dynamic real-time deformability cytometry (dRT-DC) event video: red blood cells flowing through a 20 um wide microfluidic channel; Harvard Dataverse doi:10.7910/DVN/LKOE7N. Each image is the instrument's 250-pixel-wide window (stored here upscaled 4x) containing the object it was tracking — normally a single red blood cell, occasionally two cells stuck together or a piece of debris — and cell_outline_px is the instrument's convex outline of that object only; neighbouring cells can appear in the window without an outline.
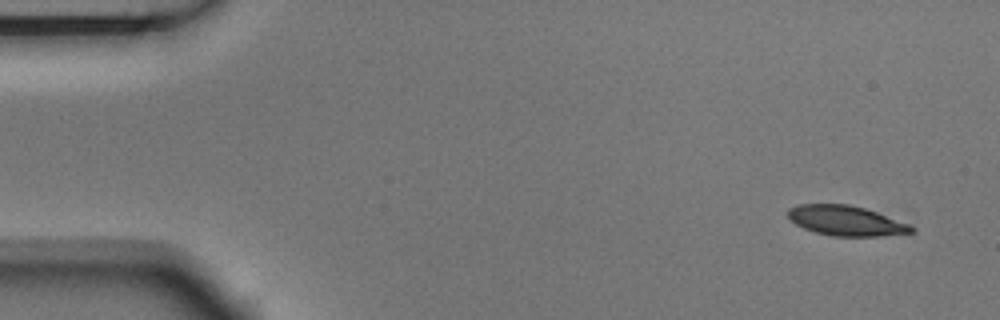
{"species": "Egyptian fruit bat (a non-hibernating species)", "species_latin": "Rousettus aegyptiacus", "temperature_condition": "room temperature", "stored_images_in_passage": 8, "camera_frame_rate_fps": 3000, "um_per_image_px": 0.085, "animal": {"sex": "male"}, "frame": {"image": 1, "passage_image": 1, "time_ms": 0.0, "image_size_px": [1000, 320], "cell_outline_px": [[916, 228], [912, 232], [880, 236], [832, 236], [816, 232], [804, 228], [796, 224], [788, 216], [788, 208], [796, 204], [848, 204], [864, 208], [876, 212], [908, 224]], "centroid_in_image_um": [71.88, 18.75], "position_along_channel_um": 13.1, "area_um2": 21.33}}
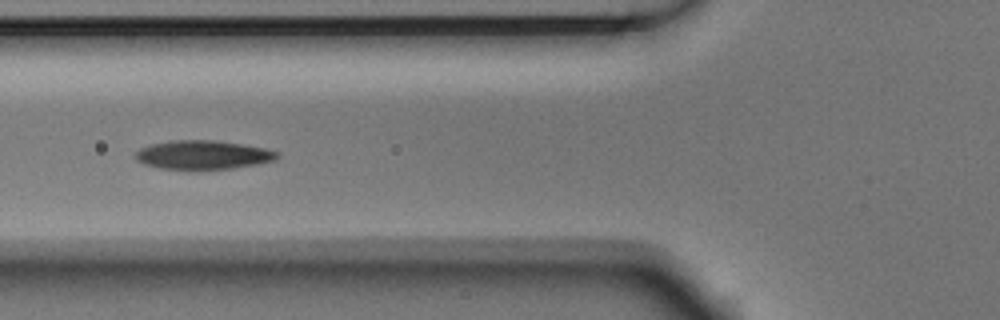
{"frame": {"image": 2, "passage_image": 6, "time_ms": 1.667, "image_size_px": [1000, 320], "cell_outline_px": [[280, 156], [276, 160], [256, 164], [232, 168], [192, 172], [160, 168], [144, 164], [136, 160], [132, 156], [140, 148], [148, 144], [168, 140], [216, 140], [264, 148], [280, 152]], "centroid_in_image_um": [17.19, 13.19], "position_along_channel_um": 108.6, "area_um2": 24.74}}
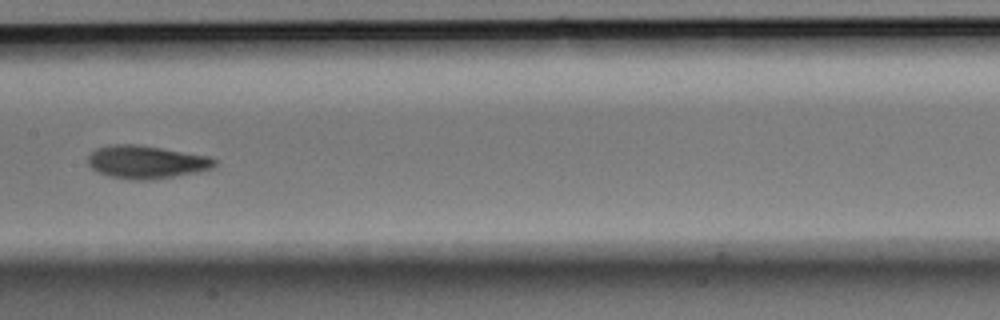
{"frame": {"image": 3, "passage_image": 8, "time_ms": 2.333, "image_size_px": [1000, 320], "cell_outline_px": [[216, 164], [212, 168], [200, 172], [152, 180], [132, 180], [112, 176], [96, 172], [88, 164], [88, 156], [96, 148], [108, 144], [136, 144], [208, 156], [216, 160]], "centroid_in_image_um": [12.42, 13.78], "position_along_channel_um": 195.0, "area_um2": 24.39}}